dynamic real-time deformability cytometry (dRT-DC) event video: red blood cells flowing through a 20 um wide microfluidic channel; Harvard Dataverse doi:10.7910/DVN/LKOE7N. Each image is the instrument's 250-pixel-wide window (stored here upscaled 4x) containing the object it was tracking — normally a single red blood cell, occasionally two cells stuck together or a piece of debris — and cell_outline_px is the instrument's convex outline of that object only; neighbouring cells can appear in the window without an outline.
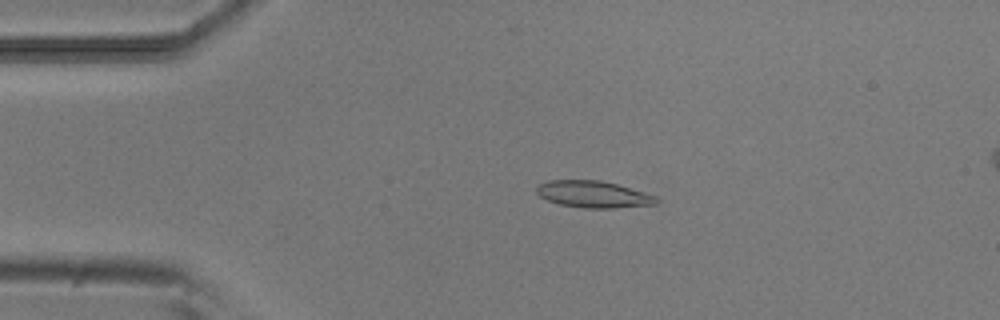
{"species": "common noctule bat (a hibernating species)", "species_latin": "Nyctalus noctula", "temperature_condition": "room temperature", "stored_images_in_passage": 52, "camera_frame_rate_fps": 3000, "um_per_image_px": 0.085, "animal": {"sex": "male", "body_mass_g": 20.5, "forearm_length_mm": 52.5}, "frame": {"image": 1, "passage_image": 11, "time_ms": 3.333, "image_size_px": [1000, 320], "cell_outline_px": [[660, 200], [656, 204], [616, 208], [584, 208], [560, 204], [548, 200], [540, 196], [536, 192], [536, 184], [548, 180], [600, 180], [616, 184], [644, 192], [656, 196]], "centroid_in_image_um": [50.42, 16.51], "position_along_channel_um": 34.6, "area_um2": 18.73}}
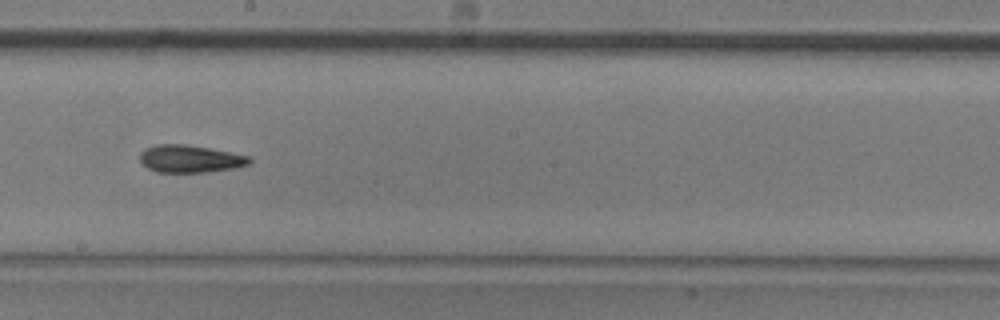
{"frame": {"image": 2, "passage_image": 29, "time_ms": 9.333, "image_size_px": [1000, 320], "cell_outline_px": [[252, 160], [248, 164], [232, 168], [204, 172], [156, 172], [148, 168], [140, 160], [140, 152], [144, 148], [156, 144], [184, 144], [232, 152], [252, 156]], "centroid_in_image_um": [16.15, 13.49], "position_along_channel_um": 232.1, "area_um2": 17.51}}
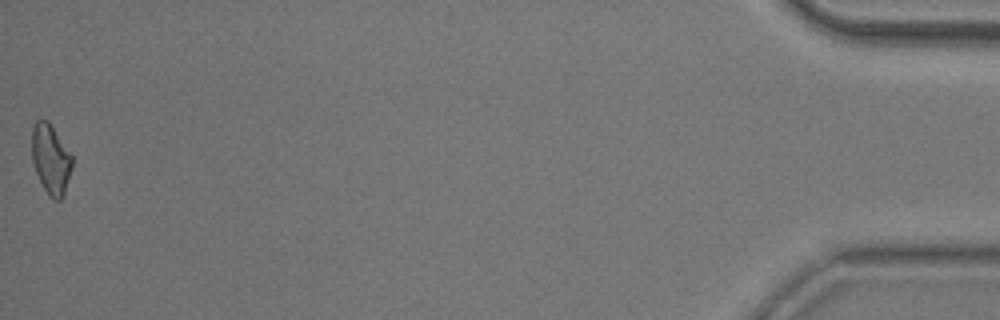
{"frame": {"image": 3, "passage_image": 52, "time_ms": 17.0, "image_size_px": [1000, 320], "cell_outline_px": [[72, 168], [64, 192], [60, 200], [52, 200], [48, 196], [36, 172], [32, 160], [32, 128], [36, 120], [40, 116], [48, 120], [72, 156]], "centroid_in_image_um": [4.3, 13.5], "position_along_channel_um": 430.9, "area_um2": 16.36}, "authors_computed_cell_mechanics": {"area_um2": 17.5134, "velocity_mm_per_s": 3.8965, "shape_relaxation_time_tau1_ms": 9.7201, "shape_relaxation_time_tau2_ms": 4.5227, "deformation_change_tau1": 0.2111, "deformation_change_tau2": 0.1271}}